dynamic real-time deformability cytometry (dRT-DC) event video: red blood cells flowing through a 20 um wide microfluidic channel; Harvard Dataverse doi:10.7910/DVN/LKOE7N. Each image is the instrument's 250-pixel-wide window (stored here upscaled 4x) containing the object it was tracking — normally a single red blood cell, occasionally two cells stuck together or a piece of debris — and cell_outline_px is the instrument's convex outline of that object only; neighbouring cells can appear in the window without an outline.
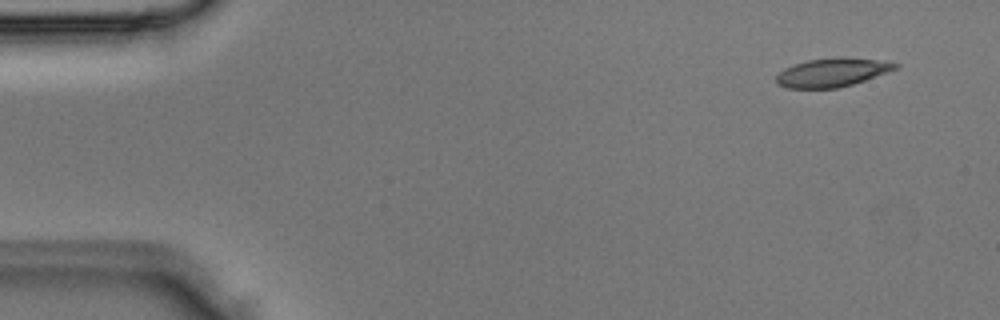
{"species": "Egyptian fruit bat (a non-hibernating species)", "species_latin": "Rousettus aegyptiacus", "temperature_condition": "room temperature", "stored_images_in_passage": 3, "camera_frame_rate_fps": 3000, "um_per_image_px": 0.085, "animal": {"sex": "male"}, "frame": {"image": 1, "passage_image": 1, "time_ms": 0.0, "image_size_px": [1000, 320], "cell_outline_px": [[900, 68], [852, 84], [836, 88], [788, 88], [776, 84], [776, 76], [784, 68], [808, 60], [876, 60], [900, 64]], "centroid_in_image_um": [70.69, 6.21], "position_along_channel_um": 14.3, "area_um2": 18.79}}
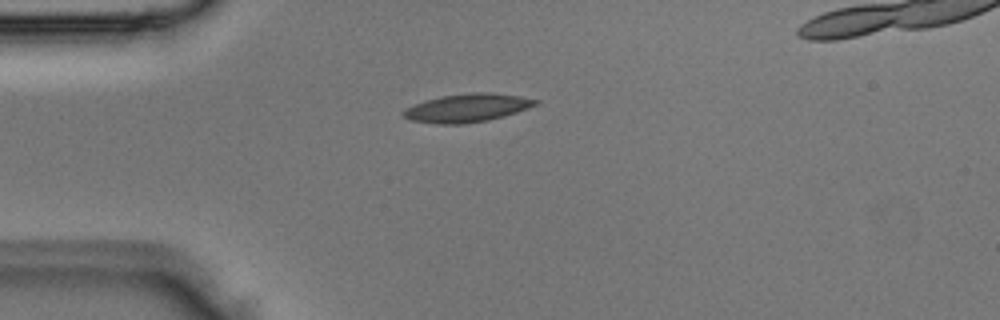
{"frame": {"image": 2, "passage_image": 3, "time_ms": 0.667, "image_size_px": [1000, 320], "cell_outline_px": [[540, 104], [504, 116], [488, 120], [464, 124], [436, 124], [408, 120], [404, 116], [404, 108], [424, 100], [440, 96], [472, 92], [492, 92], [520, 96], [540, 100]], "centroid_in_image_um": [39.72, 9.17], "position_along_channel_um": 45.3, "area_um2": 22.02}}